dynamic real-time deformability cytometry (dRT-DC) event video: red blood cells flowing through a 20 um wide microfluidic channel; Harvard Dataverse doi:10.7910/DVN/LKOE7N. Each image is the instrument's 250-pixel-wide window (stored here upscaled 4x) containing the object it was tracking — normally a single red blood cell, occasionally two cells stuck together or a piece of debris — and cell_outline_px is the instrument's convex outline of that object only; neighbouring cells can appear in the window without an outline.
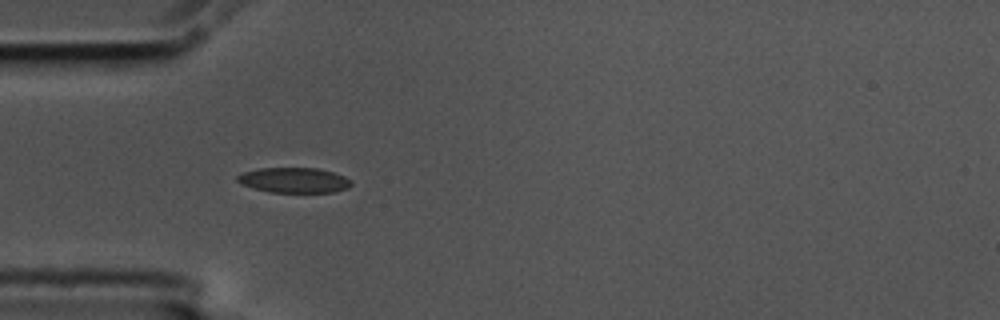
{"species": "common noctule bat (a hibernating species)", "species_latin": "Nyctalus noctula", "temperature_condition": "cold", "stored_images_in_passage": 6, "camera_frame_rate_fps": 3000, "um_per_image_px": 0.085, "animal": {"sex": "male", "body_mass_g": 17.5, "forearm_length_mm": 52.3}, "frame": {"image": 1, "passage_image": 5, "time_ms": 1.333, "image_size_px": [1000, 320], "cell_outline_px": [[352, 184], [348, 188], [332, 192], [268, 192], [252, 188], [240, 184], [236, 180], [236, 176], [244, 172], [260, 168], [316, 168], [332, 172], [344, 176], [352, 180]], "centroid_in_image_um": [24.97, 15.32], "position_along_channel_um": 60.0, "area_um2": 16.76}}